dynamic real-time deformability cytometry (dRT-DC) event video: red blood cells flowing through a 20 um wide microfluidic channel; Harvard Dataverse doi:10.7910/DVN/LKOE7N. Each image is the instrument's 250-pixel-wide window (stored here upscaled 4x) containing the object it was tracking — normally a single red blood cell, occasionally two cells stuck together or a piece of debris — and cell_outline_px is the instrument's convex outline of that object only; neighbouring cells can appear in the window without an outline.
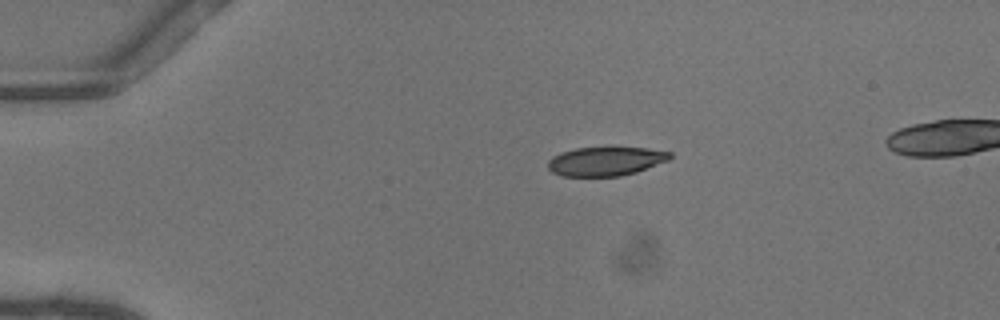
{"species": "common noctule bat (a hibernating species)", "species_latin": "Nyctalus noctula", "temperature_condition": "warm", "stored_images_in_passage": 41, "camera_frame_rate_fps": 3000, "um_per_image_px": 0.085, "animal": {"sex": "female"}, "frame": {"image": 1, "passage_image": 1, "time_ms": 0.0, "image_size_px": [1000, 320], "cell_outline_px": [[672, 156], [668, 160], [636, 172], [620, 176], [564, 176], [552, 172], [548, 168], [548, 160], [552, 156], [560, 152], [576, 148], [648, 148], [672, 152]], "centroid_in_image_um": [51.46, 13.71], "position_along_channel_um": 33.5, "area_um2": 20.46}}
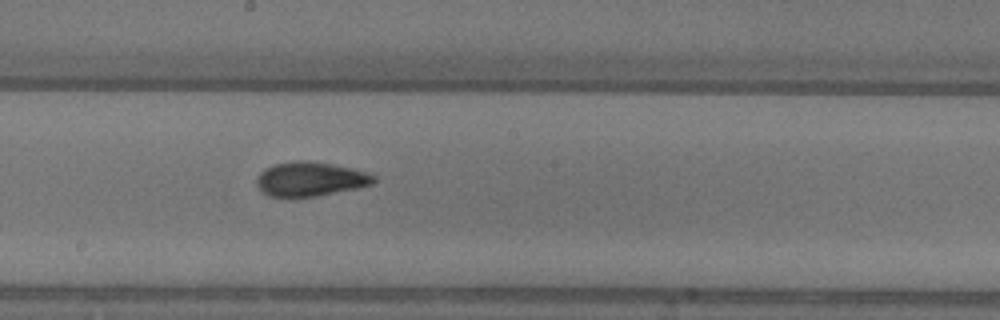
{"frame": {"image": 2, "passage_image": 19, "time_ms": 6.0, "image_size_px": [1000, 320], "cell_outline_px": [[376, 180], [372, 184], [356, 188], [316, 196], [268, 196], [260, 192], [256, 184], [256, 176], [264, 168], [272, 164], [296, 160], [300, 160], [328, 164], [352, 168], [376, 176]], "centroid_in_image_um": [26.3, 15.22], "position_along_channel_um": 221.9, "area_um2": 23.24}}
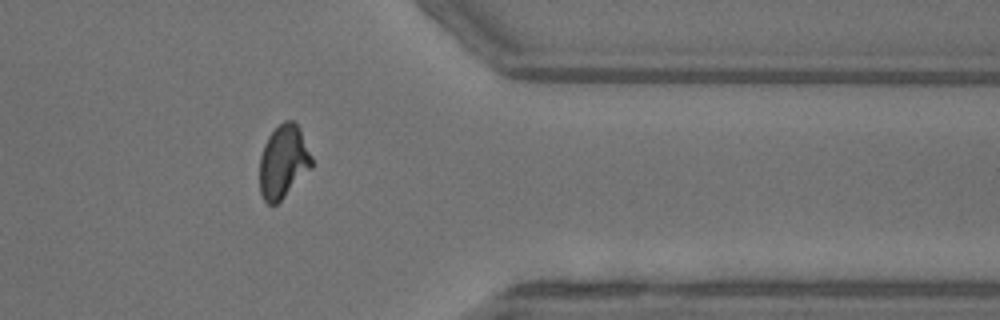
{"frame": {"image": 3, "passage_image": 32, "time_ms": 10.333, "image_size_px": [1000, 320], "cell_outline_px": [[312, 168], [276, 204], [268, 204], [264, 200], [260, 192], [260, 156], [264, 144], [268, 136], [284, 120], [292, 120], [300, 128], [312, 156]], "centroid_in_image_um": [24.09, 13.73], "position_along_channel_um": 387.3, "area_um2": 22.08}}